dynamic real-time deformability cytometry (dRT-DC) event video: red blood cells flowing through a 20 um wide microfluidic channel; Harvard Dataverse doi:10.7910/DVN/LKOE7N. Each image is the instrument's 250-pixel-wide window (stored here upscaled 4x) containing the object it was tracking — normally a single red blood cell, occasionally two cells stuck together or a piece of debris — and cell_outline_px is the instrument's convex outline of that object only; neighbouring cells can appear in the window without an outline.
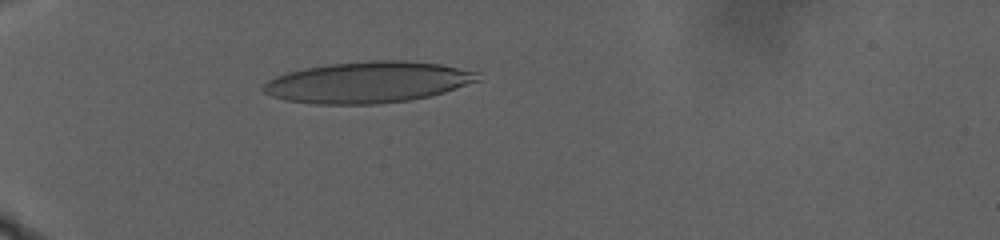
{"species": "human", "species_latin": "Homo sapiens", "temperature_condition": "warm", "stored_images_in_passage": 66, "camera_frame_rate_fps": 3000, "um_per_image_px": 0.085, "donor": {"sex": "male"}, "frame": {"image": 1, "passage_image": 11, "time_ms": 3.333, "image_size_px": [1000, 240], "cell_outline_px": [[480, 80], [444, 92], [412, 100], [376, 104], [316, 104], [284, 100], [272, 96], [264, 92], [260, 88], [268, 80], [276, 76], [288, 72], [304, 68], [328, 64], [368, 60], [404, 60], [440, 64], [480, 72]], "centroid_in_image_um": [31.27, 6.99], "position_along_channel_um": 53.7, "area_um2": 51.67}}
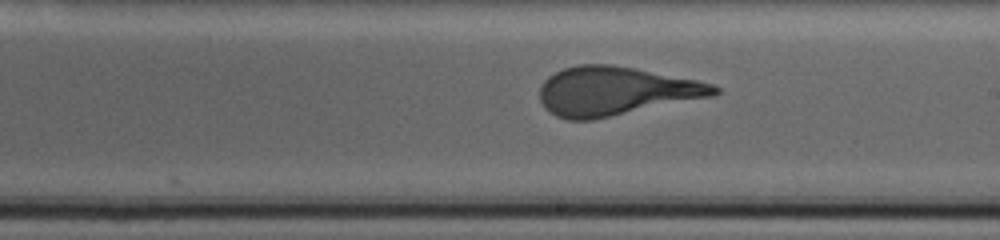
{"frame": {"image": 2, "passage_image": 41, "time_ms": 13.333, "image_size_px": [1000, 240], "cell_outline_px": [[720, 92], [716, 96], [592, 120], [568, 120], [556, 116], [544, 108], [540, 100], [540, 84], [548, 76], [564, 68], [576, 64], [612, 64], [636, 68], [696, 80], [712, 84], [720, 88]], "centroid_in_image_um": [52.32, 7.74], "position_along_channel_um": 236.7, "area_um2": 49.94}}
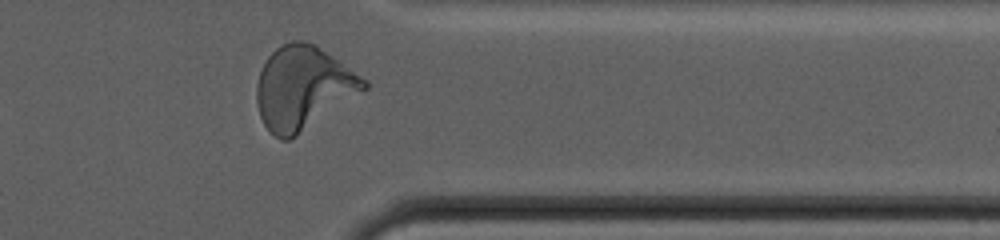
{"frame": {"image": 3, "passage_image": 62, "time_ms": 20.333, "image_size_px": [1000, 240], "cell_outline_px": [[368, 88], [296, 136], [288, 140], [280, 140], [264, 124], [260, 116], [256, 100], [256, 84], [260, 72], [268, 56], [276, 48], [292, 40], [304, 40], [316, 44], [368, 80]], "centroid_in_image_um": [25.77, 7.44], "position_along_channel_um": 385.6, "area_um2": 51.73}}